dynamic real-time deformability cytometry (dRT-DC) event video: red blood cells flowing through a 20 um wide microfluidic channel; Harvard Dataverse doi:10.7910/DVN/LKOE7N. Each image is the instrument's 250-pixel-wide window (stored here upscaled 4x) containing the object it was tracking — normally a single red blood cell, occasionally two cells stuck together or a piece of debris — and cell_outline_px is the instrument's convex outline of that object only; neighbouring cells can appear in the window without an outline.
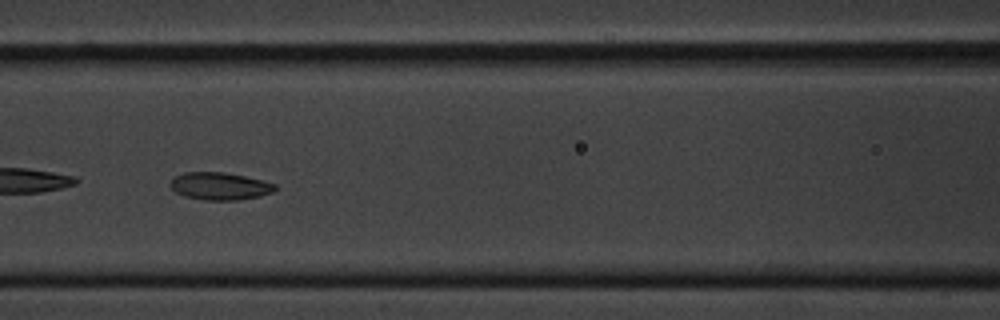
{"species": "common noctule bat (a hibernating species)", "species_latin": "Nyctalus noctula", "temperature_condition": "cold", "stored_images_in_passage": 8, "camera_frame_rate_fps": 3000, "um_per_image_px": 0.085, "animal": {"sex": "male", "body_mass_g": 20.1, "forearm_length_mm": 53.5}, "frame": {"image": 1, "passage_image": 6, "time_ms": 6.0, "image_size_px": [1000, 320], "cell_outline_px": [[276, 188], [272, 192], [260, 196], [240, 200], [204, 200], [184, 196], [176, 192], [168, 184], [176, 176], [184, 172], [224, 172], [264, 180], [276, 184]], "centroid_in_image_um": [18.69, 15.82], "position_along_channel_um": 147.9, "area_um2": 16.82}}